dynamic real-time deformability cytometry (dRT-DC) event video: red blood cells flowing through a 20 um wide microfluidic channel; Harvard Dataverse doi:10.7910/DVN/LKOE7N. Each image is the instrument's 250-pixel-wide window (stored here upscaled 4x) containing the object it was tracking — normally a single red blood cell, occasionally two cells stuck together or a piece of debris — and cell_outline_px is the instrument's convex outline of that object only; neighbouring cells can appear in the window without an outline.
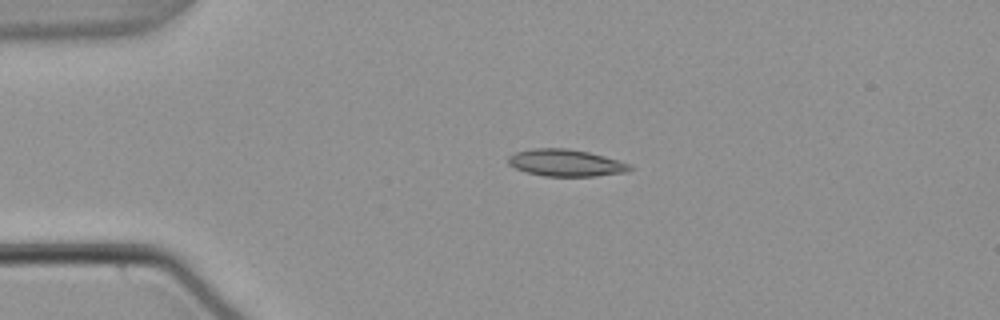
{"species": "common noctule bat (a hibernating species)", "species_latin": "Nyctalus noctula", "temperature_condition": "warm", "stored_images_in_passage": 43, "camera_frame_rate_fps": 3000, "um_per_image_px": 0.085, "animal": {"sex": "male", "body_mass_g": 21.5, "forearm_length_mm": 52.0}, "frame": {"image": 1, "passage_image": 1, "time_ms": 0.0, "image_size_px": [1000, 320], "cell_outline_px": [[632, 168], [628, 172], [596, 176], [544, 176], [528, 172], [516, 168], [508, 164], [508, 156], [516, 152], [532, 148], [568, 148], [588, 152], [604, 156], [632, 164]], "centroid_in_image_um": [48.11, 13.84], "position_along_channel_um": 36.9, "area_um2": 19.13}}
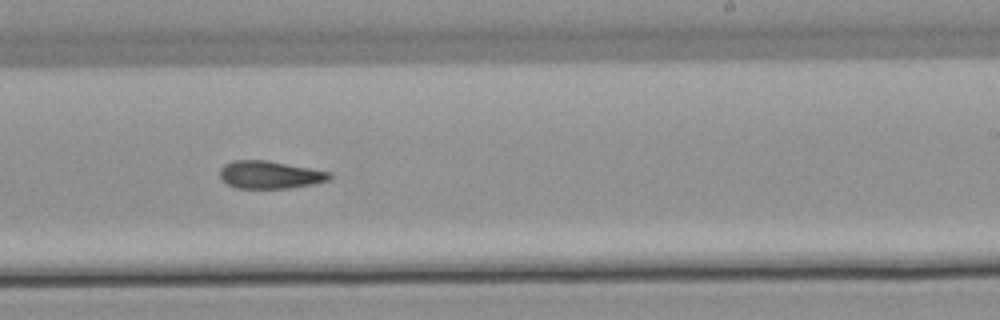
{"frame": {"image": 2, "passage_image": 22, "time_ms": 7.0, "image_size_px": [1000, 320], "cell_outline_px": [[332, 176], [328, 180], [312, 184], [288, 188], [236, 188], [220, 180], [220, 168], [224, 164], [232, 160], [268, 160], [332, 172]], "centroid_in_image_um": [22.92, 14.84], "position_along_channel_um": 266.1, "area_um2": 17.8}}
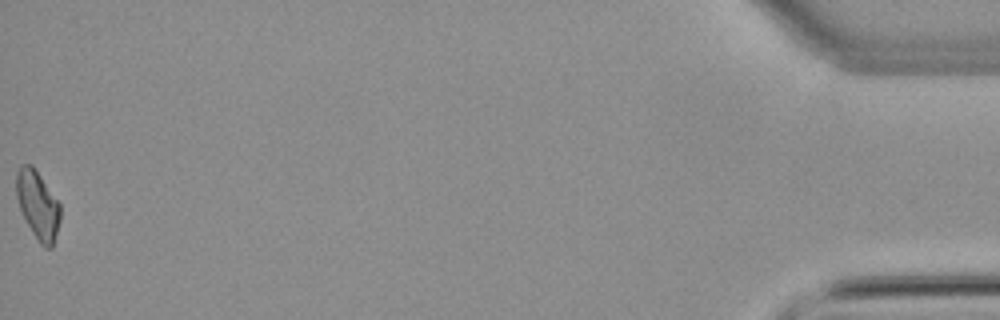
{"frame": {"image": 3, "passage_image": 43, "time_ms": 14.0, "image_size_px": [1000, 320], "cell_outline_px": [[60, 220], [52, 248], [44, 248], [40, 244], [32, 232], [20, 208], [16, 196], [16, 172], [20, 164], [32, 164], [60, 204]], "centroid_in_image_um": [3.2, 17.41], "position_along_channel_um": 432.0, "area_um2": 17.34}, "authors_computed_cell_mechanics": {"area_um2": 18.0336, "velocity_mm_per_s": 3.8188, "shape_relaxation_time_tau1_ms": null, "shape_relaxation_time_tau2_ms": 10.0572, "deformation_change_tau1": null, "deformation_change_tau2": 0.2056}}